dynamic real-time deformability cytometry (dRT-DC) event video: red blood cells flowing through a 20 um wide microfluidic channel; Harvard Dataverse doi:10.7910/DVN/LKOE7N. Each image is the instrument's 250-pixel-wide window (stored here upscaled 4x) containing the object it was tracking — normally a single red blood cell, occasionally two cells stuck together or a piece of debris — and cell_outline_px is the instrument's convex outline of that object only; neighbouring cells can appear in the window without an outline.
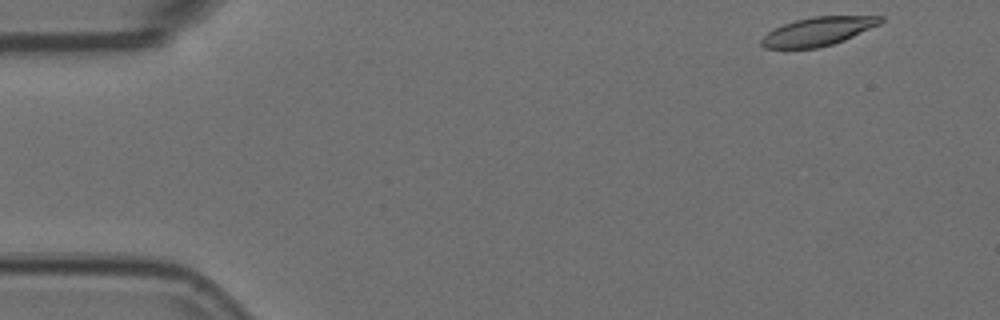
{"species": "Egyptian fruit bat (a non-hibernating species)", "species_latin": "Rousettus aegyptiacus", "temperature_condition": "room temperature", "stored_images_in_passage": 41, "camera_frame_rate_fps": 3000, "um_per_image_px": 0.085, "animal": {"sex": "female"}, "frame": {"image": 1, "passage_image": 1, "time_ms": 0.0, "image_size_px": [1000, 320], "cell_outline_px": [[884, 20], [880, 24], [844, 40], [832, 44], [816, 48], [764, 48], [760, 44], [760, 40], [768, 32], [784, 24], [796, 20], [812, 16], [884, 16]], "centroid_in_image_um": [69.54, 2.66], "position_along_channel_um": 15.5, "area_um2": 19.65}}
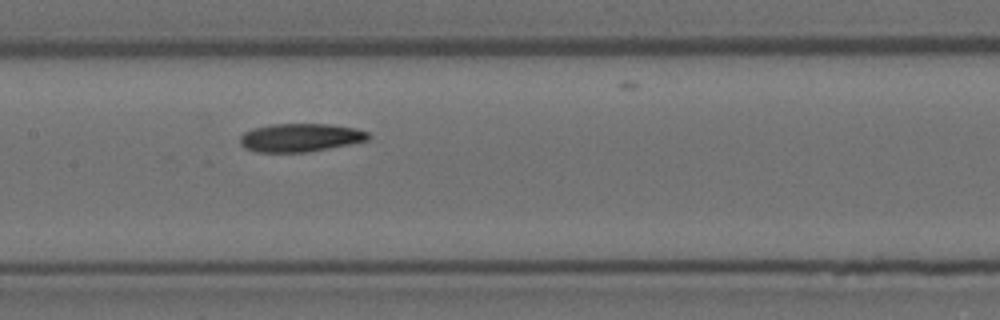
{"frame": {"image": 2, "passage_image": 23, "time_ms": 7.333, "image_size_px": [1000, 320], "cell_outline_px": [[372, 136], [368, 140], [308, 152], [256, 152], [244, 148], [240, 144], [240, 136], [244, 132], [252, 128], [272, 124], [328, 124], [356, 128], [368, 132]], "centroid_in_image_um": [25.51, 11.69], "position_along_channel_um": 181.9, "area_um2": 21.21}}
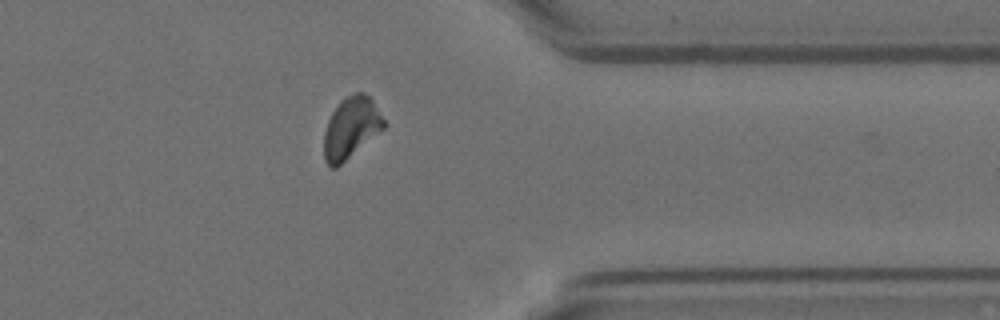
{"frame": {"image": 3, "passage_image": 40, "time_ms": 13.0, "image_size_px": [1000, 320], "cell_outline_px": [[388, 124], [384, 128], [336, 168], [328, 168], [324, 160], [324, 132], [328, 120], [332, 112], [340, 100], [356, 92], [364, 92], [372, 100]], "centroid_in_image_um": [29.83, 10.87], "position_along_channel_um": 381.6, "area_um2": 21.39}}